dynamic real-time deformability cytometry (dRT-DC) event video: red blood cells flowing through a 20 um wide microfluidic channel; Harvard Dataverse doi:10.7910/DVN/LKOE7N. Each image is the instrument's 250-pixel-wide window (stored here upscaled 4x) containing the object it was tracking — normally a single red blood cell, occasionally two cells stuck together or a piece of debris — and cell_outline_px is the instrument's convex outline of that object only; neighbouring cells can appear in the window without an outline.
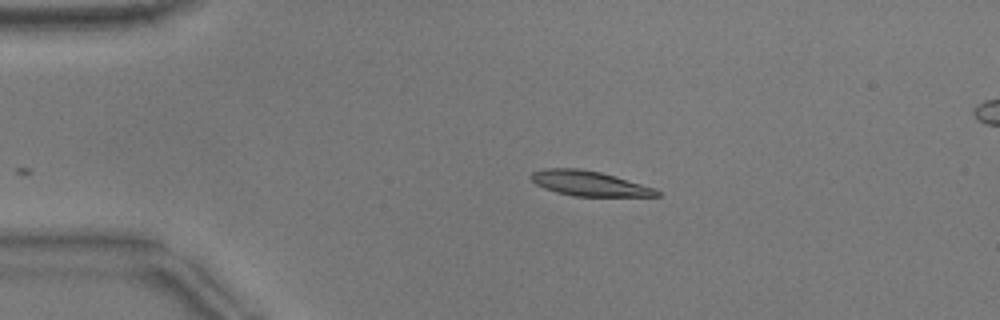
{"species": "common noctule bat (a hibernating species)", "species_latin": "Nyctalus noctula", "temperature_condition": "warm", "stored_images_in_passage": 5, "camera_frame_rate_fps": 3000, "um_per_image_px": 0.085, "animal": {"sex": "male", "body_mass_g": 17.9}, "frame": {"image": 1, "passage_image": 1, "time_ms": 0.0, "image_size_px": [1000, 320], "cell_outline_px": [[660, 196], [572, 196], [556, 192], [544, 188], [536, 184], [532, 180], [532, 172], [544, 168], [580, 168], [600, 172], [616, 176], [656, 188], [660, 192]], "centroid_in_image_um": [50.1, 15.59], "position_along_channel_um": 34.9, "area_um2": 18.32}}